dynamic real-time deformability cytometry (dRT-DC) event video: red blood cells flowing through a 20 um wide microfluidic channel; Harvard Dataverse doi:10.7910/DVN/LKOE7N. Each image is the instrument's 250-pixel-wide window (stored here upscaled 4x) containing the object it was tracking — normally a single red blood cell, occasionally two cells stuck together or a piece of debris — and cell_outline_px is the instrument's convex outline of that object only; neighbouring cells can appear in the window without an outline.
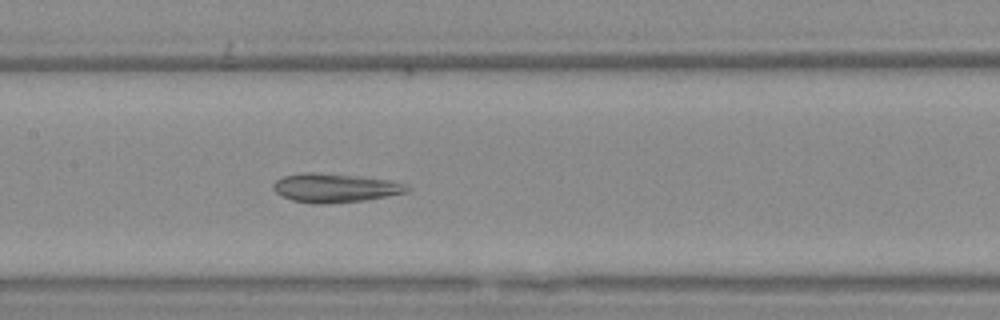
{"species": "Egyptian fruit bat (a non-hibernating species)", "species_latin": "Rousettus aegyptiacus", "temperature_condition": "warm", "stored_images_in_passage": 55, "camera_frame_rate_fps": 3000, "um_per_image_px": 0.085, "animal": {"sex": "female"}, "frame": {"image": 1, "passage_image": 27, "time_ms": 8.667, "image_size_px": [1000, 320], "cell_outline_px": [[412, 188], [408, 192], [364, 200], [328, 204], [312, 204], [292, 200], [276, 192], [272, 188], [272, 184], [276, 180], [284, 176], [304, 172], [312, 172], [356, 176], [388, 180], [408, 184]], "centroid_in_image_um": [28.48, 15.98], "position_along_channel_um": 178.9, "area_um2": 22.48}}
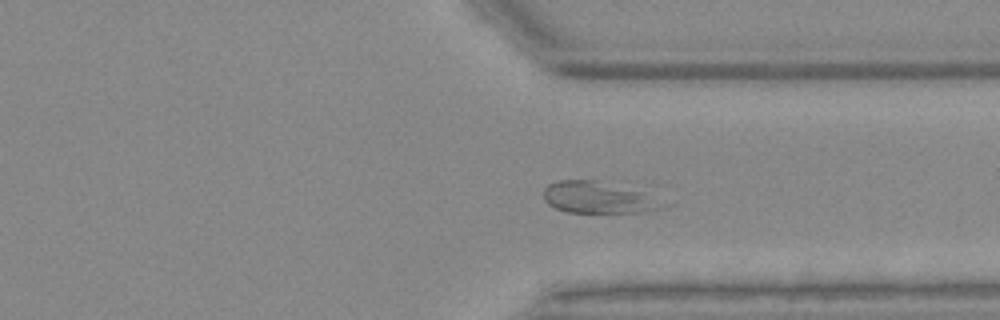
{"frame": {"image": 2, "passage_image": 42, "time_ms": 13.667, "image_size_px": [1000, 320], "cell_outline_px": [[660, 208], [644, 212], [568, 212], [556, 208], [548, 204], [544, 200], [544, 188], [548, 184], [560, 180], [600, 180], [640, 192]], "centroid_in_image_um": [50.61, 16.77], "position_along_channel_um": 360.8, "area_um2": 20.81}}
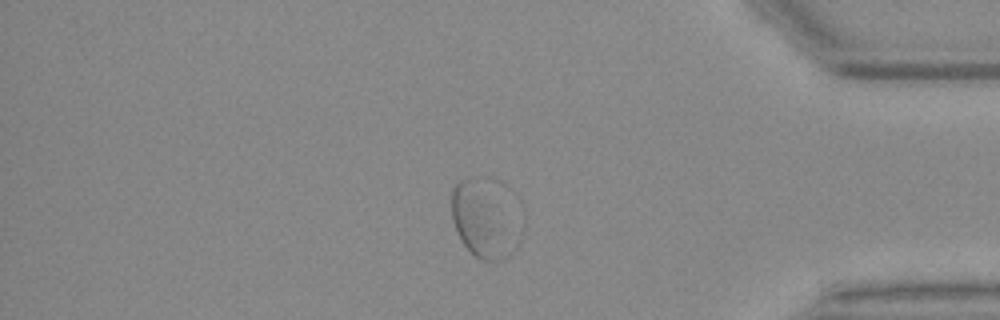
{"frame": {"image": 3, "passage_image": 47, "time_ms": 15.333, "image_size_px": [1000, 320], "cell_outline_px": [[524, 232], [520, 244], [508, 256], [500, 260], [484, 260], [476, 256], [464, 244], [456, 232], [452, 220], [452, 188], [460, 180], [468, 180], [516, 192], [520, 196], [524, 204]], "centroid_in_image_um": [41.46, 18.62], "position_along_channel_um": 393.7, "area_um2": 33.47}, "authors_computed_cell_mechanics": {"area_um2": 24.5072, "velocity_mm_per_s": 3.6375, "shape_relaxation_time_tau1_ms": 8.602, "shape_relaxation_time_tau2_ms": null, "deformation_change_tau1": 0.2452, "deformation_change_tau2": null}}